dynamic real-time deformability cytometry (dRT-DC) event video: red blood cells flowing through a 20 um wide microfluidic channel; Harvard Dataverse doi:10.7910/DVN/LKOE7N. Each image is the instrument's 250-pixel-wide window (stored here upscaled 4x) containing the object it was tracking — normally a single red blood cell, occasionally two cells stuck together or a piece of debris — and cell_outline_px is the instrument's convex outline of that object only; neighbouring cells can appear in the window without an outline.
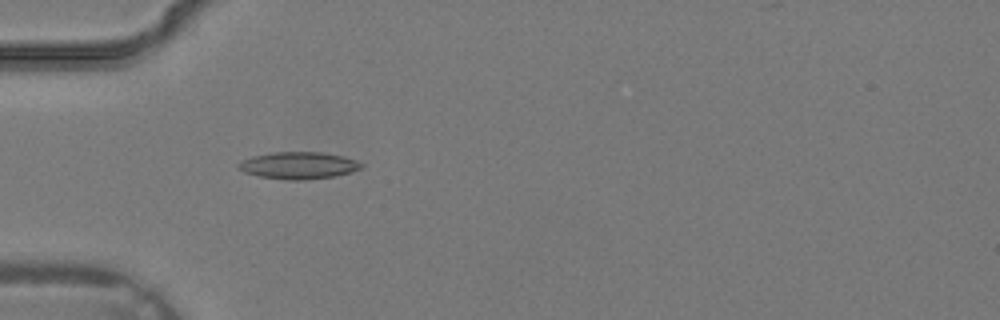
{"species": "common noctule bat (a hibernating species)", "species_latin": "Nyctalus noctula", "temperature_condition": "warm", "stored_images_in_passage": 37, "camera_frame_rate_fps": 3000, "um_per_image_px": 0.085, "animal": {"sex": "male", "body_mass_g": 19.2, "forearm_length_mm": 51.8}, "frame": {"image": 1, "passage_image": 12, "time_ms": 3.667, "image_size_px": [1000, 320], "cell_outline_px": [[364, 168], [352, 172], [336, 176], [304, 180], [292, 180], [260, 176], [244, 172], [236, 168], [236, 164], [240, 160], [252, 156], [276, 152], [324, 152], [344, 156], [356, 160], [364, 164]], "centroid_in_image_um": [25.4, 14.06], "position_along_channel_um": 59.6, "area_um2": 19.59}}
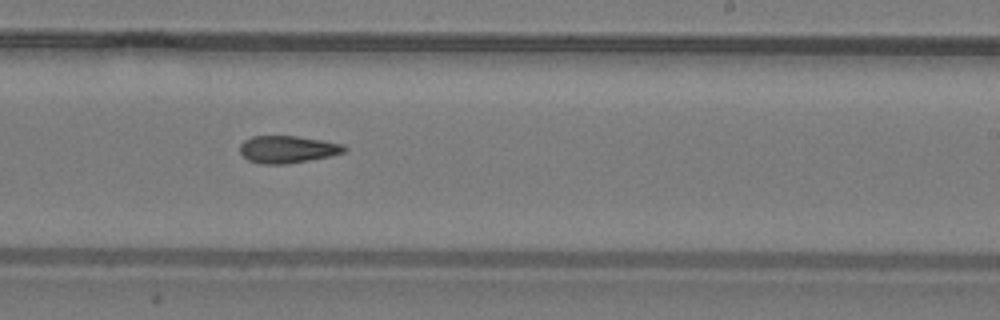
{"frame": {"image": 2, "passage_image": 23, "time_ms": 7.333, "image_size_px": [1000, 320], "cell_outline_px": [[348, 148], [344, 152], [328, 156], [308, 160], [284, 164], [264, 164], [248, 160], [240, 152], [240, 144], [244, 140], [252, 136], [296, 136], [344, 144]], "centroid_in_image_um": [24.43, 12.68], "position_along_channel_um": 264.6, "area_um2": 16.42}}
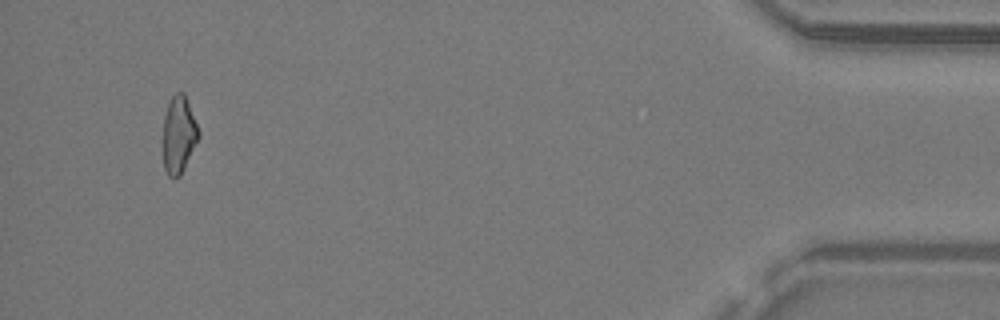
{"frame": {"image": 3, "passage_image": 35, "time_ms": 11.333, "image_size_px": [1000, 320], "cell_outline_px": [[200, 136], [180, 176], [168, 176], [164, 168], [164, 116], [168, 100], [176, 92], [184, 92], [200, 132]], "centroid_in_image_um": [15.2, 11.41], "position_along_channel_um": 420.0, "area_um2": 15.84}}